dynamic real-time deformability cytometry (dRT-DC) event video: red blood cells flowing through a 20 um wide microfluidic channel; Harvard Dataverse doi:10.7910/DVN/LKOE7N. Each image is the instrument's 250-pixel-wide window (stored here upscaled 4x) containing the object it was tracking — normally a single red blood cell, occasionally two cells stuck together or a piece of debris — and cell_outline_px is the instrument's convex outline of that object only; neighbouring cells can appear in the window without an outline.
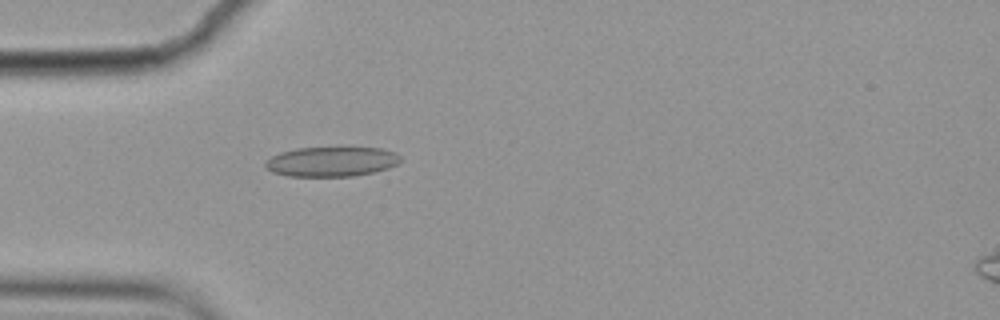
{"species": "common noctule bat (a hibernating species)", "species_latin": "Nyctalus noctula", "temperature_condition": "cold", "stored_images_in_passage": 5, "camera_frame_rate_fps": 3000, "um_per_image_px": 0.085, "animal": {"sex": "female", "body_mass_g": 19.9}, "frame": {"image": 1, "passage_image": 5, "time_ms": 1.333, "image_size_px": [1000, 320], "cell_outline_px": [[400, 160], [396, 164], [388, 168], [372, 172], [352, 176], [288, 176], [272, 172], [264, 164], [272, 156], [280, 152], [296, 148], [336, 144], [348, 144], [380, 148], [396, 152], [400, 156]], "centroid_in_image_um": [28.21, 13.66], "position_along_channel_um": 56.8, "area_um2": 24.57}}